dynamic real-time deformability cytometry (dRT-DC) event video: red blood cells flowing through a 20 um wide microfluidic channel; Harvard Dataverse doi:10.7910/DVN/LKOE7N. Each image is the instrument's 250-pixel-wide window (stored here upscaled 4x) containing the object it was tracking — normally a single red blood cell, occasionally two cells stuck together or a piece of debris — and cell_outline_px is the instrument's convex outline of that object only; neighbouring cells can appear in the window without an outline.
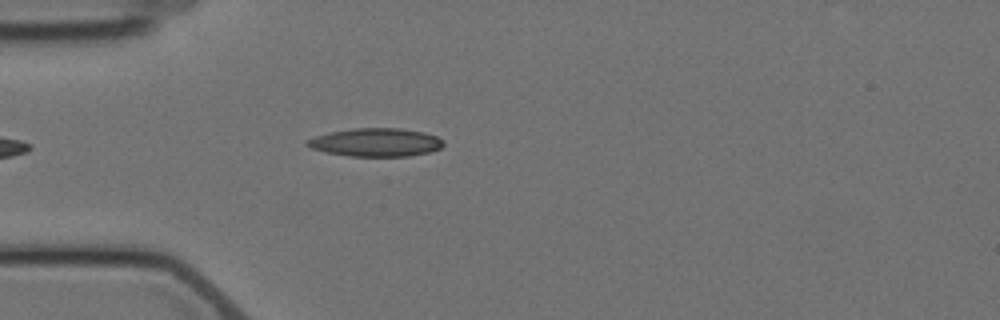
{"species": "Egyptian fruit bat (a non-hibernating species)", "species_latin": "Rousettus aegyptiacus", "temperature_condition": "cold", "stored_images_in_passage": 5, "camera_frame_rate_fps": 3000, "um_per_image_px": 0.085, "animal": {"sex": "female"}, "frame": {"image": 1, "passage_image": 5, "time_ms": 4.667, "image_size_px": [1000, 320], "cell_outline_px": [[444, 144], [440, 148], [428, 152], [408, 156], [352, 156], [328, 152], [312, 148], [304, 144], [304, 140], [328, 132], [352, 128], [400, 128], [424, 132], [436, 136], [444, 140]], "centroid_in_image_um": [31.94, 12.09], "position_along_channel_um": 53.1, "area_um2": 22.43}}